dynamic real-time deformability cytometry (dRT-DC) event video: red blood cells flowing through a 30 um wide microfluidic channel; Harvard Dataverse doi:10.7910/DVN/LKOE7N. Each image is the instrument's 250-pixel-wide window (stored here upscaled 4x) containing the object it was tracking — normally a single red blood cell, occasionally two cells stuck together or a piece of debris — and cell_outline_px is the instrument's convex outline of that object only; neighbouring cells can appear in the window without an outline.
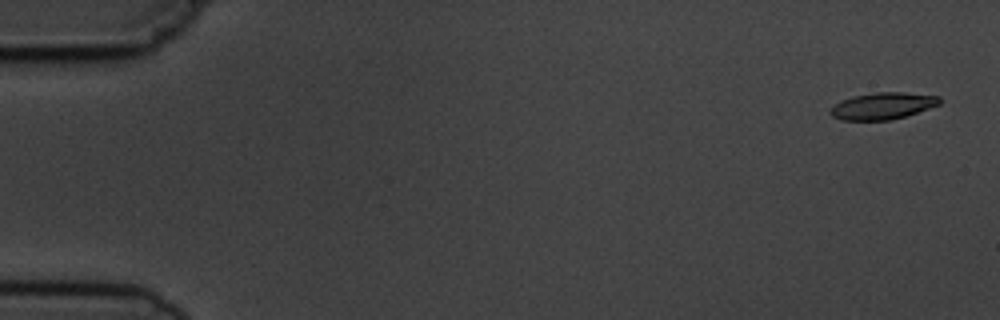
{"species": "common noctule bat (a hibernating species)", "species_latin": "Nyctalus noctula", "temperature_condition": "cold", "stored_images_in_passage": 5, "camera_frame_rate_fps": 3000, "um_per_image_px": 0.085, "animal": {"sex": "male", "body_mass_g": 19.5, "forearm_length_mm": 54.6}, "frame": {"image": 1, "passage_image": 1, "time_ms": 0.0, "image_size_px": [1000, 320], "cell_outline_px": [[940, 104], [904, 116], [888, 120], [840, 120], [832, 116], [828, 112], [840, 100], [852, 96], [872, 92], [904, 92], [940, 96]], "centroid_in_image_um": [74.99, 8.99], "position_along_channel_um": 10.0, "area_um2": 16.99}}
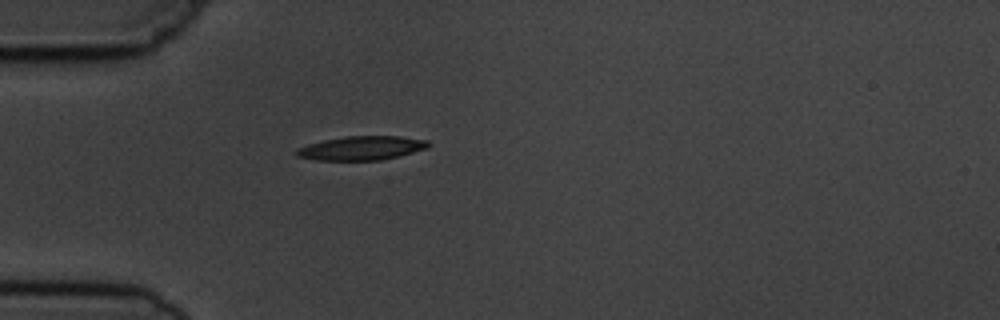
{"frame": {"image": 2, "passage_image": 5, "time_ms": 4.667, "image_size_px": [1000, 320], "cell_outline_px": [[432, 144], [428, 148], [380, 160], [316, 160], [296, 156], [292, 152], [296, 148], [308, 144], [324, 140], [344, 136], [400, 136], [428, 140]], "centroid_in_image_um": [30.7, 12.58], "position_along_channel_um": 54.3, "area_um2": 18.5}}